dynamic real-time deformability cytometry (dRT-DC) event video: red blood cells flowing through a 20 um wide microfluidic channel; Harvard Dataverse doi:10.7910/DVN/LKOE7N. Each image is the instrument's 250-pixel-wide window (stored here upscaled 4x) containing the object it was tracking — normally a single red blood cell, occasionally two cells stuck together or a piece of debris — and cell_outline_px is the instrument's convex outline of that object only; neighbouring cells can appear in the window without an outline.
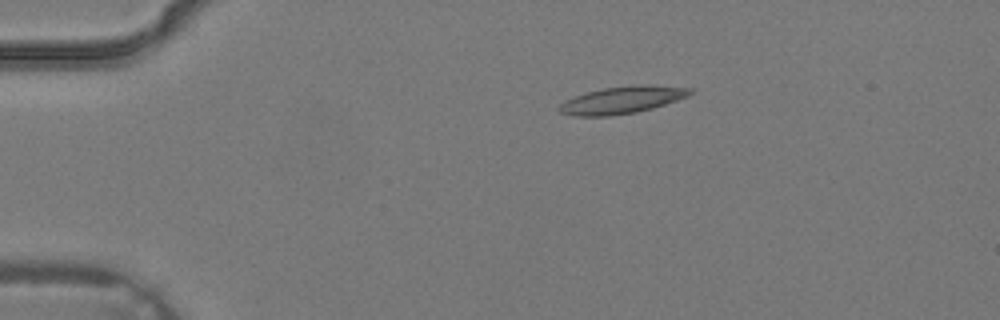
{"species": "common noctule bat (a hibernating species)", "species_latin": "Nyctalus noctula", "temperature_condition": "warm", "stored_images_in_passage": 2, "camera_frame_rate_fps": 3000, "um_per_image_px": 0.085, "animal": {"sex": "male", "body_mass_g": 19.2, "forearm_length_mm": 51.8}, "frame": {"image": 1, "passage_image": 1, "time_ms": 0.0, "image_size_px": [1000, 320], "cell_outline_px": [[692, 92], [688, 96], [652, 108], [636, 112], [608, 116], [572, 116], [560, 112], [556, 108], [564, 100], [572, 96], [604, 88], [640, 84], [692, 88]], "centroid_in_image_um": [52.81, 8.5], "position_along_channel_um": 32.2, "area_um2": 20.63}}